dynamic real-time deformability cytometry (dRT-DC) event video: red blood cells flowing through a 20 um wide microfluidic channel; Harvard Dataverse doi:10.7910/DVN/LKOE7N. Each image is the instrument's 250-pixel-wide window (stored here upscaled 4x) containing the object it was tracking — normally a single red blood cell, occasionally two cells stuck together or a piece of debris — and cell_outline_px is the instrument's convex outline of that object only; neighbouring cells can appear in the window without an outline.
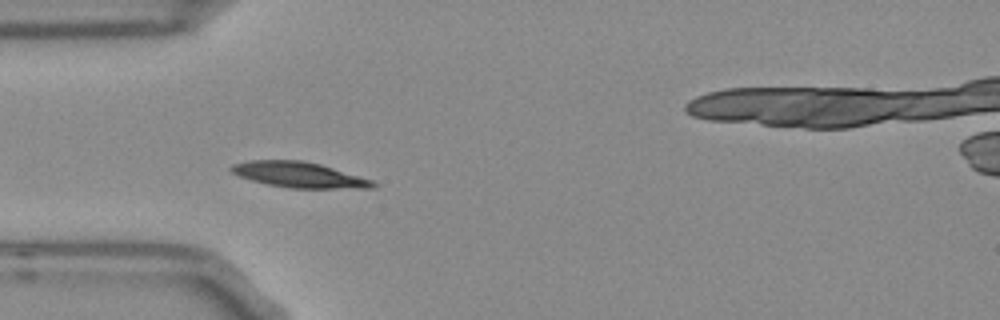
{"species": "Egyptian fruit bat (a non-hibernating species)", "species_latin": "Rousettus aegyptiacus", "temperature_condition": "room temperature", "stored_images_in_passage": 27, "camera_frame_rate_fps": 3000, "um_per_image_px": 0.085, "frame": {"image": 1, "passage_image": 1, "time_ms": 0.0, "image_size_px": [1000, 320], "cell_outline_px": [[376, 188], [288, 188], [268, 184], [252, 180], [240, 176], [232, 172], [228, 168], [232, 164], [248, 160], [304, 160], [320, 164], [372, 180], [376, 184]], "centroid_in_image_um": [25.39, 14.85], "position_along_channel_um": 59.6, "area_um2": 20.98}}
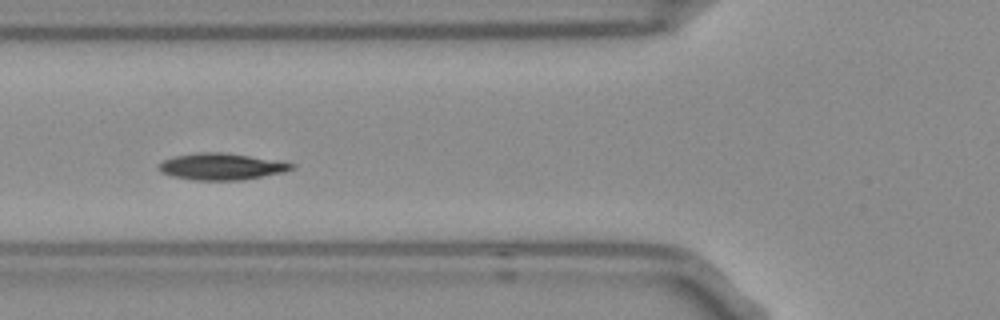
{"frame": {"image": 2, "passage_image": 5, "time_ms": 1.333, "image_size_px": [1000, 320], "cell_outline_px": [[296, 168], [284, 172], [244, 180], [192, 180], [172, 176], [160, 172], [156, 168], [164, 160], [176, 156], [200, 152], [224, 152], [296, 164]], "centroid_in_image_um": [18.81, 14.17], "position_along_channel_um": 107.0, "area_um2": 20.52}}
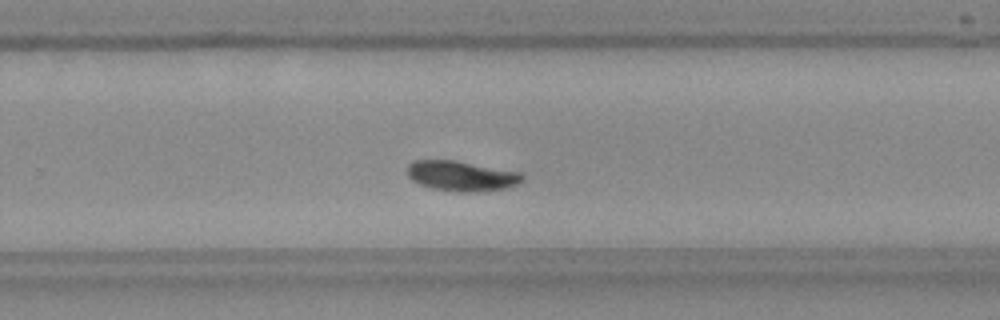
{"frame": {"image": 3, "passage_image": 20, "time_ms": 6.333, "image_size_px": [1000, 320], "cell_outline_px": [[524, 180], [516, 184], [504, 188], [472, 192], [456, 192], [432, 188], [420, 184], [412, 180], [408, 176], [408, 164], [416, 160], [452, 160], [520, 172], [524, 176]], "centroid_in_image_um": [39.21, 14.96], "position_along_channel_um": 290.6, "area_um2": 19.94}, "authors_computed_cell_mechanics": {"area_um2": 20.3456, "velocity_mm_per_s": 3.6725, "shape_relaxation_time_tau1_ms": 3.83, "shape_relaxation_time_tau2_ms": null, "deformation_change_tau1": 0.0947, "deformation_change_tau2": null}}